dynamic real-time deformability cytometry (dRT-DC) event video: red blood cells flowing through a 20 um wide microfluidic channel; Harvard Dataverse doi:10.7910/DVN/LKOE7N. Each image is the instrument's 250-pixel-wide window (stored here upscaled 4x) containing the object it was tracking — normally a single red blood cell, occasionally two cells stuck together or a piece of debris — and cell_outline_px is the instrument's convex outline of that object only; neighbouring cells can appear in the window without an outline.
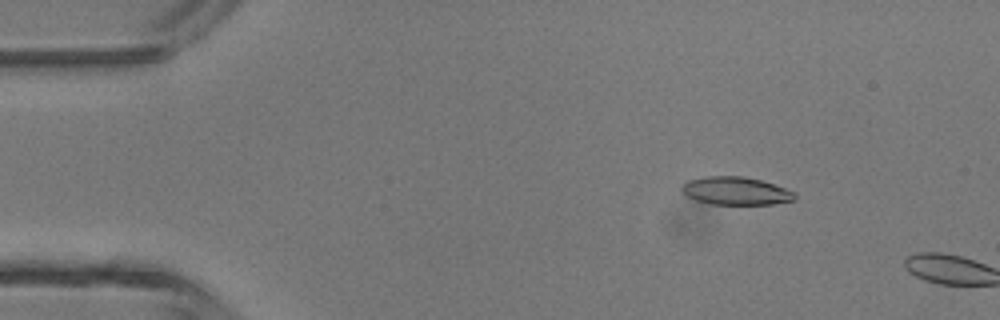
{"species": "common noctule bat (a hibernating species)", "species_latin": "Nyctalus noctula", "temperature_condition": "room temperature", "stored_images_in_passage": 9, "camera_frame_rate_fps": 3000, "um_per_image_px": 0.085, "animal": {"sex": "male", "body_mass_g": 13.3}, "frame": {"image": 1, "passage_image": 7, "time_ms": 2.0, "image_size_px": [1000, 320], "cell_outline_px": [[796, 200], [772, 204], [712, 204], [696, 200], [688, 196], [680, 188], [688, 180], [704, 176], [744, 176], [760, 180], [796, 192]], "centroid_in_image_um": [62.56, 16.22], "position_along_channel_um": 22.4, "area_um2": 18.32}}